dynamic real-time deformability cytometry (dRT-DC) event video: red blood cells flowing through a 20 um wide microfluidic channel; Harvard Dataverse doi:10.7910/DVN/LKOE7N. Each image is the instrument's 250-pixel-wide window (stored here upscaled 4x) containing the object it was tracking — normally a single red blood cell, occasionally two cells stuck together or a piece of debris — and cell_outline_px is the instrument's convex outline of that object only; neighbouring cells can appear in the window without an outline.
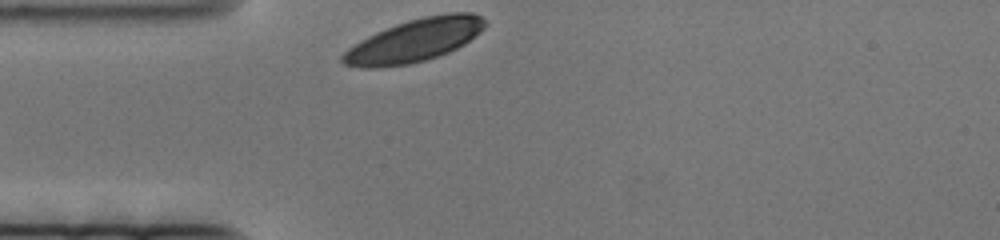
{"species": "human", "species_latin": "Homo sapiens", "temperature_condition": "cold", "stored_images_in_passage": 44, "camera_frame_rate_fps": 3000, "um_per_image_px": 0.085, "donor": {"sex": "female"}, "frame": {"image": 1, "passage_image": 1, "time_ms": 0.0, "image_size_px": [1000, 240], "cell_outline_px": [[484, 28], [480, 32], [464, 44], [448, 52], [424, 60], [408, 64], [380, 68], [360, 68], [344, 64], [340, 60], [340, 56], [348, 48], [360, 40], [376, 32], [396, 24], [408, 20], [424, 16], [452, 12], [472, 12], [480, 16], [484, 20]], "centroid_in_image_um": [35.19, 3.44], "position_along_channel_um": 49.8, "area_um2": 35.37}}
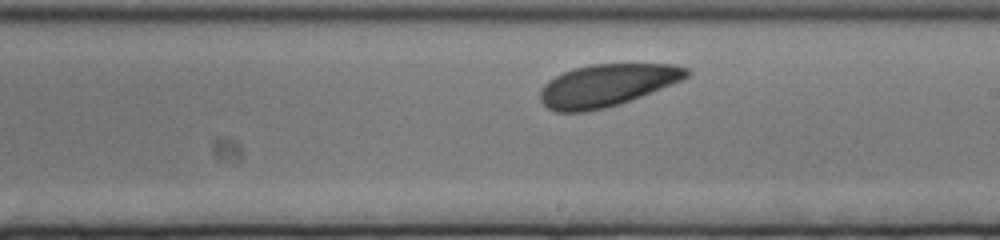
{"frame": {"image": 2, "passage_image": 26, "time_ms": 8.333, "image_size_px": [1000, 240], "cell_outline_px": [[692, 72], [688, 76], [672, 84], [652, 92], [620, 104], [588, 112], [556, 112], [548, 108], [540, 100], [540, 88], [548, 80], [564, 72], [576, 68], [592, 64], [676, 64], [688, 68]], "centroid_in_image_um": [51.58, 7.25], "position_along_channel_um": 237.4, "area_um2": 36.07}}
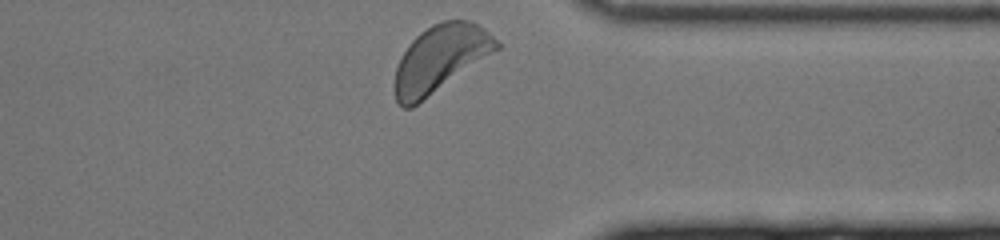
{"frame": {"image": 3, "passage_image": 44, "time_ms": 14.333, "image_size_px": [1000, 240], "cell_outline_px": [[500, 48], [412, 108], [404, 108], [396, 100], [392, 84], [396, 68], [408, 44], [420, 32], [432, 24], [444, 20], [472, 20], [484, 28], [500, 44]], "centroid_in_image_um": [37.39, 4.99], "position_along_channel_um": 374.0, "area_um2": 39.54}}